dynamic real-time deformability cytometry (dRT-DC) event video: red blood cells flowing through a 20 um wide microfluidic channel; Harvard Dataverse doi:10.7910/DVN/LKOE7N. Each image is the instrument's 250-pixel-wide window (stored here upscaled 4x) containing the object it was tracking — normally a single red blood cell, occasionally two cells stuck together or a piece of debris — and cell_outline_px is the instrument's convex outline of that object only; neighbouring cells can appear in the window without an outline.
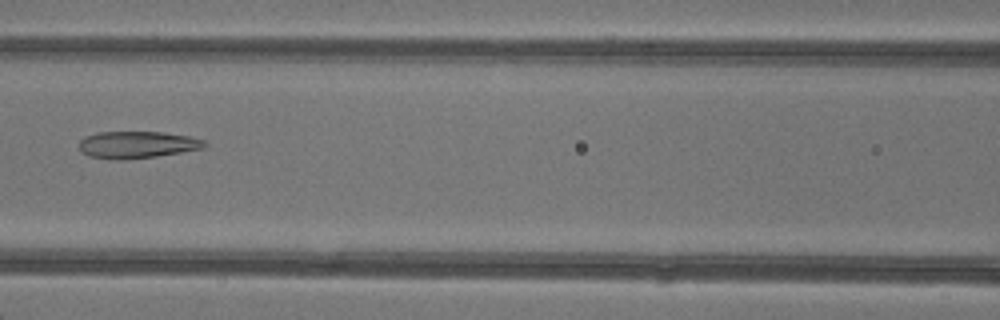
{"species": "common noctule bat (a hibernating species)", "species_latin": "Nyctalus noctula", "temperature_condition": "warm", "stored_images_in_passage": 6, "camera_frame_rate_fps": 3000, "um_per_image_px": 0.085, "animal": {"sex": "female"}, "frame": {"image": 1, "passage_image": 6, "time_ms": 5.667, "image_size_px": [1000, 320], "cell_outline_px": [[208, 144], [204, 148], [156, 156], [88, 156], [80, 152], [80, 140], [84, 136], [96, 132], [160, 132], [188, 136], [204, 140]], "centroid_in_image_um": [11.69, 12.24], "position_along_channel_um": 154.9, "area_um2": 18.67}}